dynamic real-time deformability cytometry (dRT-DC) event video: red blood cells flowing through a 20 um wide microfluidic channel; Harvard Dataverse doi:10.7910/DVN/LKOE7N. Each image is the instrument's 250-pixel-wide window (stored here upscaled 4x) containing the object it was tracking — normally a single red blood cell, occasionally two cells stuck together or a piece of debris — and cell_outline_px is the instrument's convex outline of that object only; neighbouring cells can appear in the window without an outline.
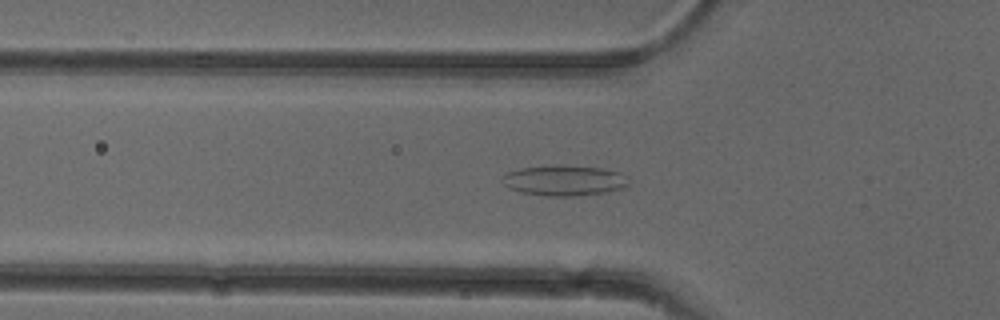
{"species": "common noctule bat (a hibernating species)", "species_latin": "Nyctalus noctula", "temperature_condition": "cold", "stored_images_in_passage": 39, "camera_frame_rate_fps": 3000, "um_per_image_px": 0.085, "animal": {"sex": "female"}, "frame": {"image": 1, "passage_image": 4, "time_ms": 1.0, "image_size_px": [1000, 320], "cell_outline_px": [[628, 184], [620, 188], [604, 192], [576, 196], [548, 196], [520, 192], [508, 188], [500, 180], [508, 172], [520, 168], [552, 164], [564, 164], [600, 168], [616, 172], [628, 176]], "centroid_in_image_um": [47.9, 15.32], "position_along_channel_um": 77.9, "area_um2": 22.54}}
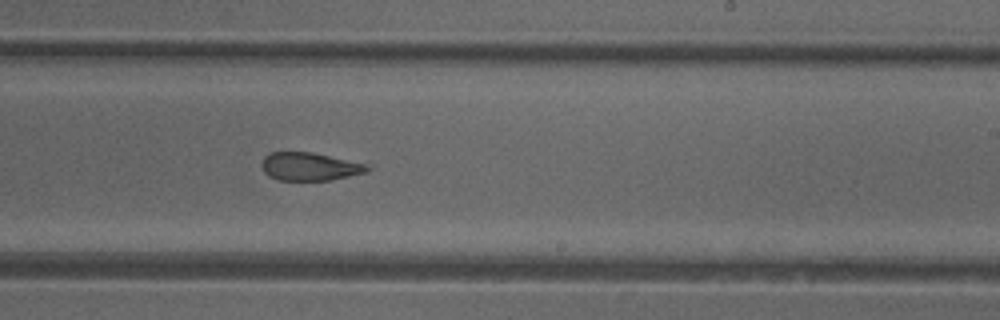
{"frame": {"image": 2, "passage_image": 18, "time_ms": 5.667, "image_size_px": [1000, 320], "cell_outline_px": [[376, 164], [368, 172], [328, 180], [280, 180], [268, 176], [264, 172], [260, 164], [264, 156], [272, 152], [312, 152]], "centroid_in_image_um": [26.43, 14.14], "position_along_channel_um": 262.6, "area_um2": 17.8}}
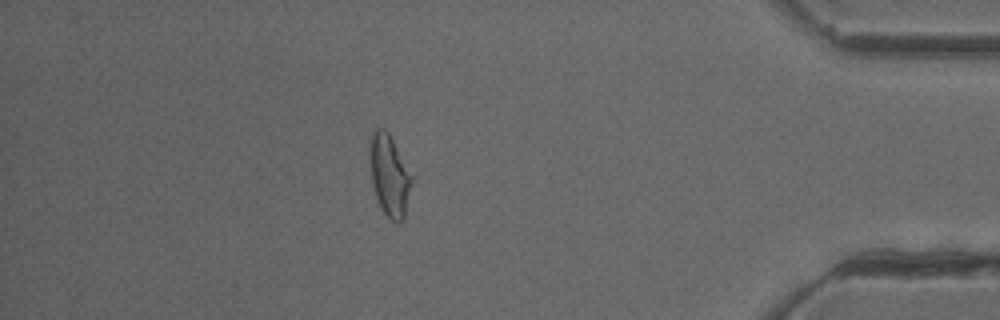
{"frame": {"image": 3, "passage_image": 32, "time_ms": 10.333, "image_size_px": [1000, 320], "cell_outline_px": [[412, 180], [404, 220], [396, 224], [380, 208], [376, 200], [372, 184], [368, 156], [368, 140], [372, 132], [376, 128], [384, 128], [388, 132], [412, 176]], "centroid_in_image_um": [33.05, 14.9], "position_along_channel_um": 402.2, "area_um2": 20.17}, "authors_computed_cell_mechanics": {"area_um2": 19.363, "velocity_mm_per_s": 3.9407, "shape_relaxation_time_tau1_ms": null, "shape_relaxation_time_tau2_ms": 2.0866, "deformation_change_tau1": null, "deformation_change_tau2": 0.1004}}